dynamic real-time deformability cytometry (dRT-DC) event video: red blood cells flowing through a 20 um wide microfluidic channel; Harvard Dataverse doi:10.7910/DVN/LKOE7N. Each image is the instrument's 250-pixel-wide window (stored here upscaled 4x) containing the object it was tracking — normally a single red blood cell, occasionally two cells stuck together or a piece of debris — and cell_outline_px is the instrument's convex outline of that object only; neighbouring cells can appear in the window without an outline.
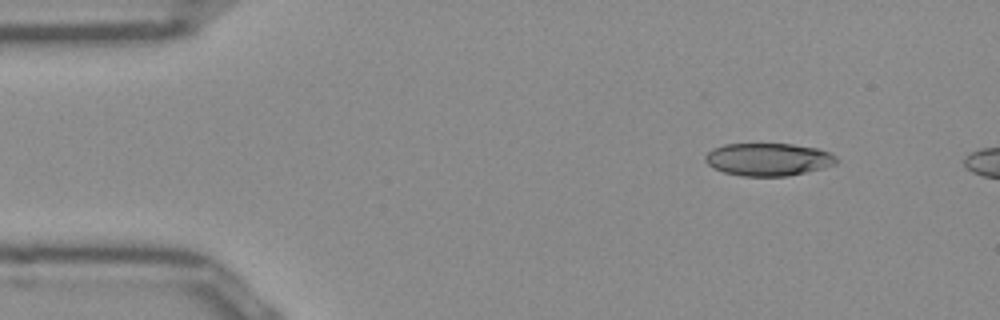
{"species": "Egyptian fruit bat (a non-hibernating species)", "species_latin": "Rousettus aegyptiacus", "temperature_condition": "room temperature", "stored_images_in_passage": 6, "camera_frame_rate_fps": 3000, "um_per_image_px": 0.085, "frame": {"image": 1, "passage_image": 1, "time_ms": 0.0, "image_size_px": [1000, 320], "cell_outline_px": [[836, 164], [788, 176], [740, 176], [724, 172], [708, 164], [704, 160], [704, 156], [712, 148], [724, 144], [792, 144], [820, 148], [836, 156]], "centroid_in_image_um": [65.28, 13.54], "position_along_channel_um": 19.7, "area_um2": 24.91}}